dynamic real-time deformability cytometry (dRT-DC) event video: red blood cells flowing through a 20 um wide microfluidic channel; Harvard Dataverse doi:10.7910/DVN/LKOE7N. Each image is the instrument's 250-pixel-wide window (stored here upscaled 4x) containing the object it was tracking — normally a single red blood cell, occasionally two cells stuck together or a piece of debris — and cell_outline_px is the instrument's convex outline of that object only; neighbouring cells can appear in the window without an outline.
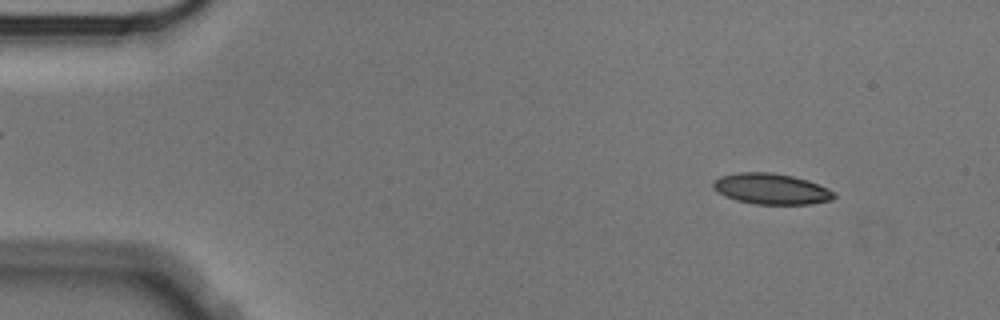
{"species": "Egyptian fruit bat (a non-hibernating species)", "species_latin": "Rousettus aegyptiacus", "temperature_condition": "cold", "stored_images_in_passage": 56, "camera_frame_rate_fps": 3000, "um_per_image_px": 0.085, "animal": {"sex": "male"}, "frame": {"image": 1, "passage_image": 6, "time_ms": 1.667, "image_size_px": [1000, 320], "cell_outline_px": [[836, 196], [832, 200], [812, 204], [752, 204], [736, 200], [724, 196], [712, 188], [712, 180], [720, 176], [736, 172], [772, 172], [792, 176], [808, 180], [828, 188], [836, 192]], "centroid_in_image_um": [65.54, 16.05], "position_along_channel_um": 19.5, "area_um2": 22.08}}
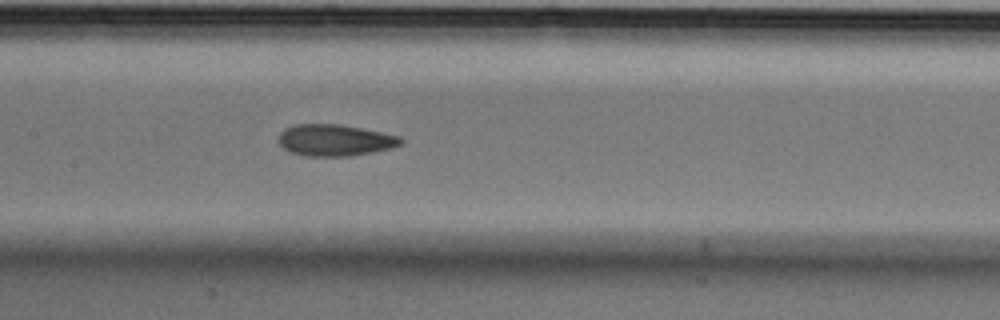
{"frame": {"image": 2, "passage_image": 27, "time_ms": 8.667, "image_size_px": [1000, 320], "cell_outline_px": [[404, 140], [400, 144], [392, 148], [372, 152], [348, 156], [308, 156], [288, 152], [276, 140], [280, 132], [284, 128], [292, 124], [336, 124], [360, 128], [400, 136]], "centroid_in_image_um": [28.41, 11.91], "position_along_channel_um": 179.0, "area_um2": 22.54}}
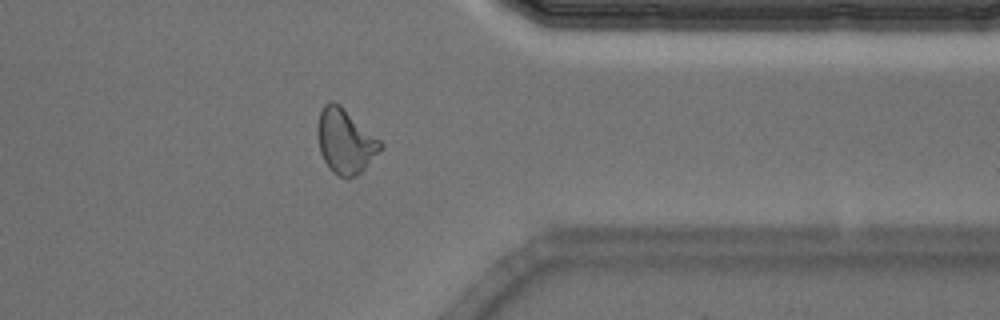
{"frame": {"image": 3, "passage_image": 45, "time_ms": 14.667, "image_size_px": [1000, 320], "cell_outline_px": [[384, 148], [356, 176], [340, 176], [332, 172], [328, 168], [320, 152], [316, 132], [316, 128], [320, 112], [324, 104], [328, 100], [332, 100], [340, 104], [380, 140], [384, 144]], "centroid_in_image_um": [29.33, 11.97], "position_along_channel_um": 382.1, "area_um2": 23.76}, "authors_computed_cell_mechanics": {"area_um2": 22.542, "velocity_mm_per_s": 3.5308, "shape_relaxation_time_tau1_ms": 7.4227, "shape_relaxation_time_tau2_ms": 2.6329, "deformation_change_tau1": 0.1653, "deformation_change_tau2": 0.088}}